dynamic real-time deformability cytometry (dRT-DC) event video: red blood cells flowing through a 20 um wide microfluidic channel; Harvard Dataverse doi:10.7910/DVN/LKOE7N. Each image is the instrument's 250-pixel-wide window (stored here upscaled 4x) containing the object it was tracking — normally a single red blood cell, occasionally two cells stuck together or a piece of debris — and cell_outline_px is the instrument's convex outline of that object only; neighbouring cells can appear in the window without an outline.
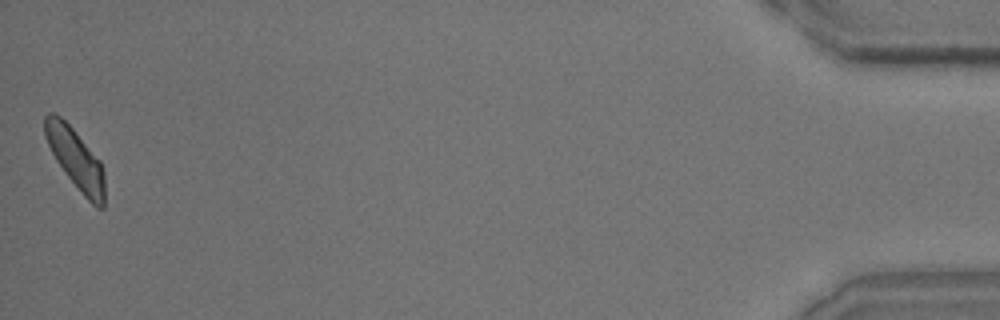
{"species": "common noctule bat (a hibernating species)", "species_latin": "Nyctalus noctula", "temperature_condition": "room temperature", "stored_images_in_passage": 46, "camera_frame_rate_fps": 3000, "um_per_image_px": 0.085, "animal": {"sex": "male", "body_mass_g": 15.6}, "frame": {"image": 1, "passage_image": 46, "time_ms": 15.0, "image_size_px": [1000, 320], "cell_outline_px": [[104, 208], [96, 208], [84, 196], [68, 176], [56, 160], [44, 136], [44, 116], [48, 112], [52, 112], [60, 116], [72, 128], [100, 160], [104, 172]], "centroid_in_image_um": [6.43, 13.49], "position_along_channel_um": 428.8, "area_um2": 20.81}}